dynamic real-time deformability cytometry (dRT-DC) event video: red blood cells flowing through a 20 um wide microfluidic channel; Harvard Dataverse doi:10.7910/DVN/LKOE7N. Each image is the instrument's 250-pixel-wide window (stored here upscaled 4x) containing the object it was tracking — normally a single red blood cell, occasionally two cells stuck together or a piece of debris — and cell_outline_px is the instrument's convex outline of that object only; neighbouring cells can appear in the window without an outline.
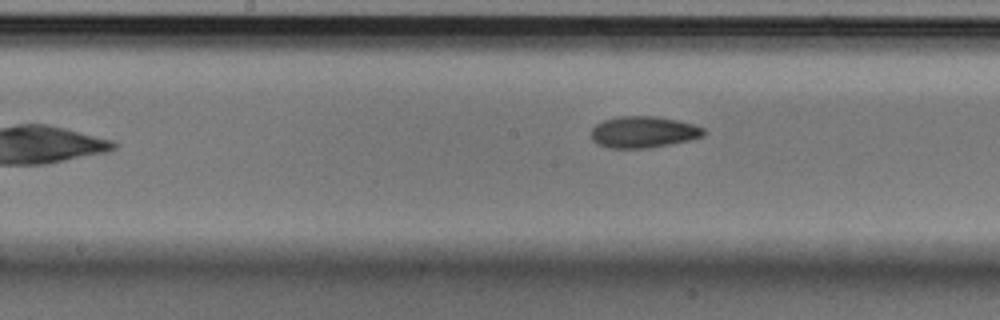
{"species": "Egyptian fruit bat (a non-hibernating species)", "species_latin": "Rousettus aegyptiacus", "temperature_condition": "cold", "stored_images_in_passage": 8, "camera_frame_rate_fps": 3000, "um_per_image_px": 0.085, "animal": {"sex": "male"}, "frame": {"image": 1, "passage_image": 8, "time_ms": 2.333, "image_size_px": [1000, 320], "cell_outline_px": [[708, 132], [704, 136], [688, 140], [648, 148], [608, 148], [592, 140], [592, 128], [596, 124], [604, 120], [616, 116], [656, 116], [676, 120], [692, 124], [704, 128]], "centroid_in_image_um": [54.7, 11.21], "position_along_channel_um": 193.5, "area_um2": 20.58}}